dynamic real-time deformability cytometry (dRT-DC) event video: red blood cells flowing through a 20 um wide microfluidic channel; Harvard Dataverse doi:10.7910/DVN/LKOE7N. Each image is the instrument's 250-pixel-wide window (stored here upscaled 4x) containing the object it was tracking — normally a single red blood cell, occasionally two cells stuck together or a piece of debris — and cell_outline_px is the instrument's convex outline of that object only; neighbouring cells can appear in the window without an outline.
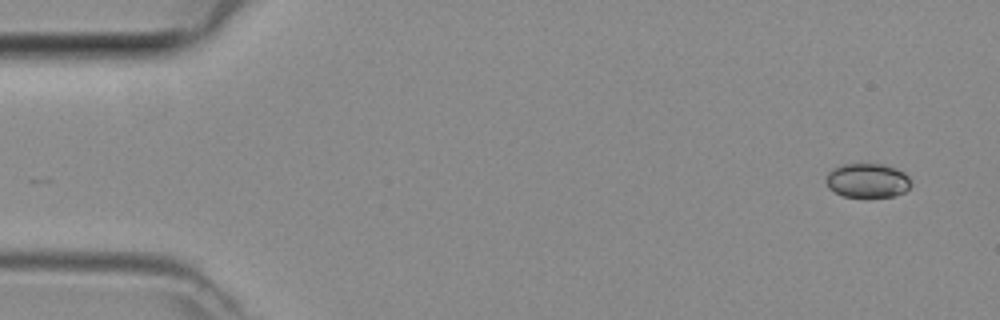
{"species": "common noctule bat (a hibernating species)", "species_latin": "Nyctalus noctula", "temperature_condition": "room temperature", "stored_images_in_passage": 3, "camera_frame_rate_fps": 3000, "um_per_image_px": 0.085, "animal": {"sex": "female", "body_mass_g": 29.2, "forearm_length_mm": 56.3}, "frame": {"image": 1, "passage_image": 1, "time_ms": 0.0, "image_size_px": [1000, 320], "cell_outline_px": [[908, 188], [904, 192], [892, 196], [844, 196], [828, 188], [824, 180], [828, 172], [832, 168], [844, 164], [884, 164], [896, 168], [904, 172], [908, 176]], "centroid_in_image_um": [73.68, 15.32], "position_along_channel_um": 11.3, "area_um2": 16.76}}